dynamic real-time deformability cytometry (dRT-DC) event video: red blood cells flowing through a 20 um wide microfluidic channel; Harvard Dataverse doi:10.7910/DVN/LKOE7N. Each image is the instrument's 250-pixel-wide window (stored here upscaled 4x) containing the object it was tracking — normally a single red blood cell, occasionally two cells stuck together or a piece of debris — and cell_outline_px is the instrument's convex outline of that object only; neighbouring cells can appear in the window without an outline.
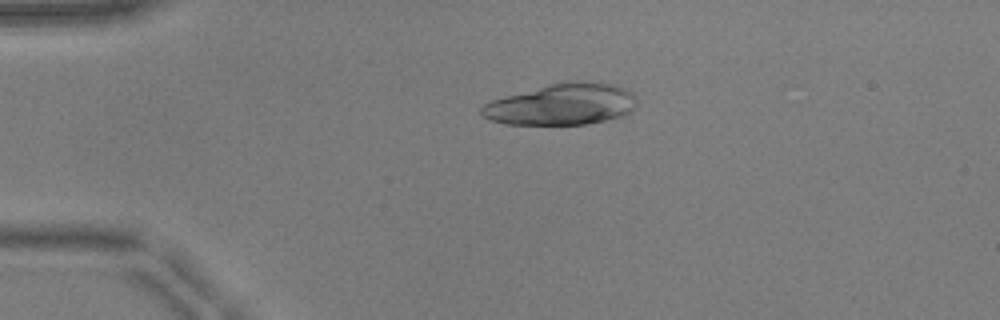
{"species": "common noctule bat (a hibernating species)", "species_latin": "Nyctalus noctula", "temperature_condition": "warm", "stored_images_in_passage": 51, "camera_frame_rate_fps": 3000, "um_per_image_px": 0.085, "animal": {"sex": "male", "body_mass_g": 17.9, "forearm_length_mm": 54.2}, "frame": {"image": 1, "passage_image": 12, "time_ms": 3.667, "image_size_px": [1000, 320], "cell_outline_px": [[636, 104], [632, 112], [624, 116], [584, 124], [504, 124], [492, 120], [484, 116], [480, 112], [480, 108], [484, 104], [492, 100], [504, 96], [548, 84], [568, 80], [584, 80], [616, 84], [628, 88], [636, 96]], "centroid_in_image_um": [47.81, 8.84], "position_along_channel_um": 37.2, "area_um2": 37.86}}